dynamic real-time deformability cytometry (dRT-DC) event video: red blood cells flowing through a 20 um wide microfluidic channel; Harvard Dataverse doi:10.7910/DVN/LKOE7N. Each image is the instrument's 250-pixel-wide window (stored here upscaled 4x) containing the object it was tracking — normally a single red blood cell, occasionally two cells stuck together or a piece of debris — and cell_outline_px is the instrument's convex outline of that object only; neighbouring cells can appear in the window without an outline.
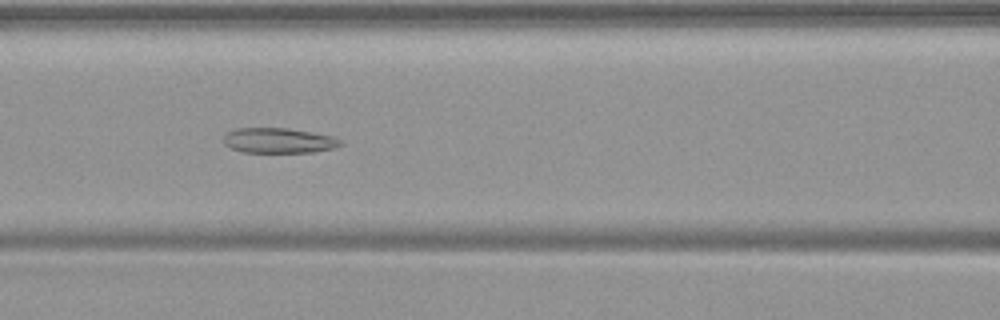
{"species": "common noctule bat (a hibernating species)", "species_latin": "Nyctalus noctula", "temperature_condition": "warm", "stored_images_in_passage": 49, "camera_frame_rate_fps": 3000, "um_per_image_px": 0.085, "animal": {"sex": "female", "body_mass_g": 19.9}, "frame": {"image": 1, "passage_image": 21, "time_ms": 6.667, "image_size_px": [1000, 320], "cell_outline_px": [[344, 144], [336, 148], [312, 152], [244, 152], [232, 148], [224, 144], [224, 136], [228, 132], [236, 128], [288, 128], [336, 136], [344, 140]], "centroid_in_image_um": [23.78, 11.94], "position_along_channel_um": 142.8, "area_um2": 17.34}}
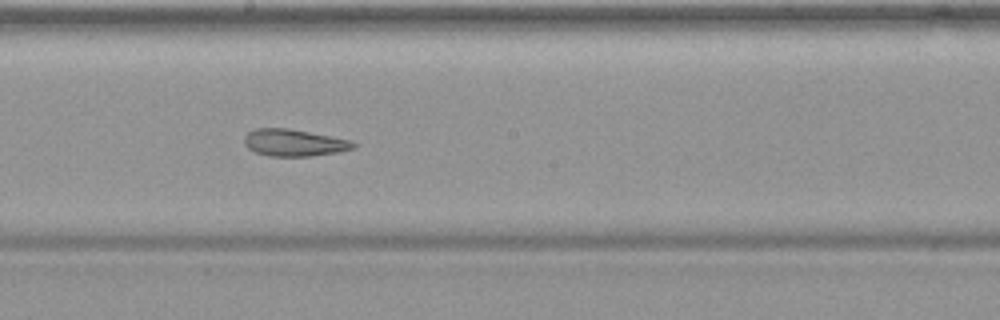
{"frame": {"image": 2, "passage_image": 27, "time_ms": 8.667, "image_size_px": [1000, 320], "cell_outline_px": [[356, 144], [352, 148], [340, 152], [312, 156], [268, 156], [256, 152], [248, 148], [244, 144], [244, 136], [248, 132], [256, 128], [288, 128], [352, 140]], "centroid_in_image_um": [24.98, 12.13], "position_along_channel_um": 223.2, "area_um2": 17.17}}
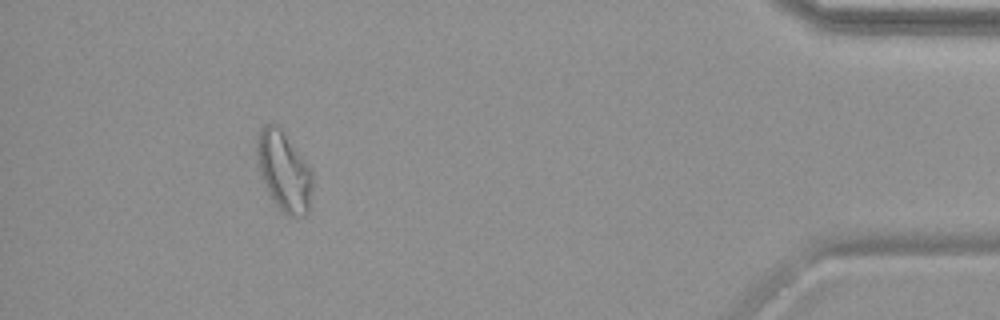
{"frame": {"image": 3, "passage_image": 45, "time_ms": 14.667, "image_size_px": [1000, 320], "cell_outline_px": [[312, 188], [308, 212], [304, 216], [288, 216], [272, 200], [260, 172], [256, 152], [256, 136], [260, 128], [264, 124], [276, 124], [284, 132], [300, 152], [312, 168]], "centroid_in_image_um": [24.14, 14.51], "position_along_channel_um": 411.1, "area_um2": 25.89}}